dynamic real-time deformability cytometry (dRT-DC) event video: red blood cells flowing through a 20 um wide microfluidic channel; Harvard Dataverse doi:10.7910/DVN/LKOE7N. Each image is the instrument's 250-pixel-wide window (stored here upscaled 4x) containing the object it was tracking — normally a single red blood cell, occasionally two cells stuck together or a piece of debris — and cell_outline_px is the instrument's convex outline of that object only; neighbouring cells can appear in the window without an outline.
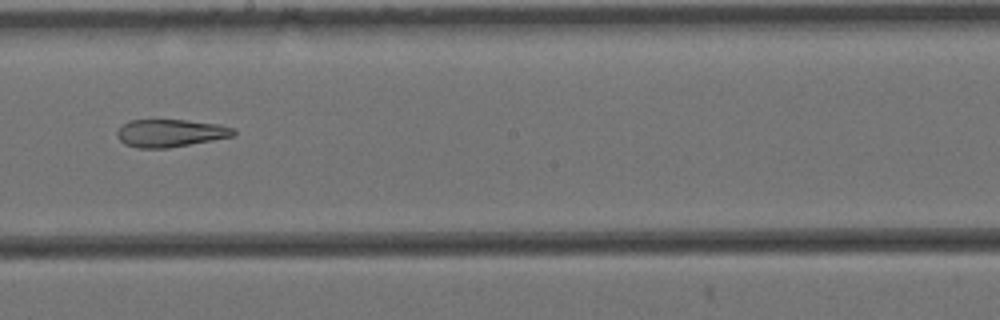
{"species": "Egyptian fruit bat (a non-hibernating species)", "species_latin": "Rousettus aegyptiacus", "temperature_condition": "cold", "stored_images_in_passage": 10, "camera_frame_rate_fps": 3000, "um_per_image_px": 0.085, "animal": {"sex": "female"}, "frame": {"image": 1, "passage_image": 9, "time_ms": 2.667, "image_size_px": [1000, 320], "cell_outline_px": [[236, 136], [168, 148], [140, 148], [124, 144], [116, 136], [116, 132], [124, 124], [132, 120], [188, 120], [220, 124], [236, 128]], "centroid_in_image_um": [14.54, 11.31], "position_along_channel_um": 233.7, "area_um2": 18.9}}
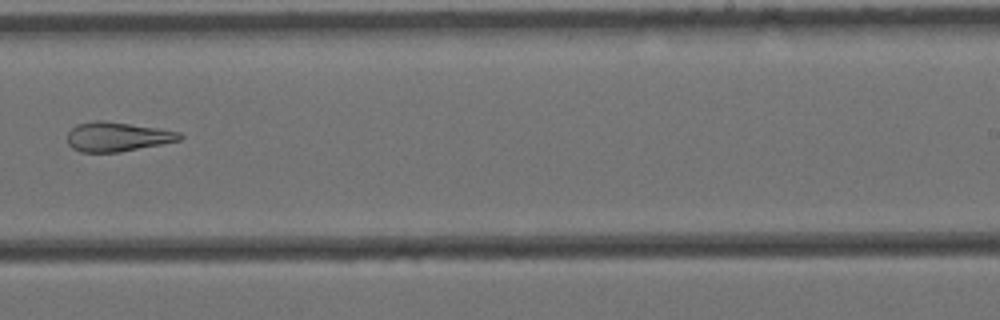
{"frame": {"image": 2, "passage_image": 10, "time_ms": 3.0, "image_size_px": [1000, 320], "cell_outline_px": [[184, 136], [180, 140], [120, 152], [80, 152], [72, 148], [68, 144], [68, 132], [76, 124], [96, 120], [104, 120], [156, 128], [180, 132]], "centroid_in_image_um": [9.94, 11.62], "position_along_channel_um": 279.1, "area_um2": 19.13}}